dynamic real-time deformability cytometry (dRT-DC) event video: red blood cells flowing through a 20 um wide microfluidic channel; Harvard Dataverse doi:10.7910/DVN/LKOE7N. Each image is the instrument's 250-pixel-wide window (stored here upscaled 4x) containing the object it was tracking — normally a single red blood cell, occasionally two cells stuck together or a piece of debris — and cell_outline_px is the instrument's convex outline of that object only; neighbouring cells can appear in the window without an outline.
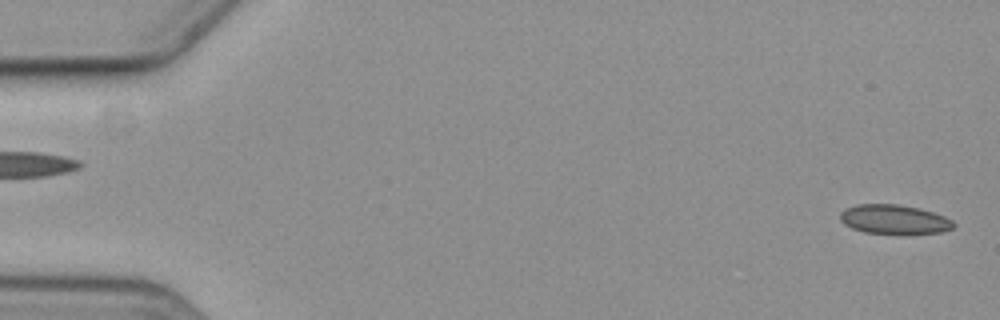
{"species": "common noctule bat (a hibernating species)", "species_latin": "Nyctalus noctula", "temperature_condition": "cold", "stored_images_in_passage": 6, "camera_frame_rate_fps": 3000, "um_per_image_px": 0.085, "animal": {"sex": "female", "body_mass_g": 19.3, "forearm_length_mm": 54.1}, "frame": {"image": 1, "passage_image": 1, "time_ms": 0.0, "image_size_px": [1000, 320], "cell_outline_px": [[956, 224], [952, 228], [940, 232], [864, 232], [852, 228], [844, 224], [840, 220], [840, 212], [856, 204], [896, 204], [916, 208], [932, 212], [944, 216], [952, 220]], "centroid_in_image_um": [75.97, 18.62], "position_along_channel_um": 9.0, "area_um2": 18.67}}
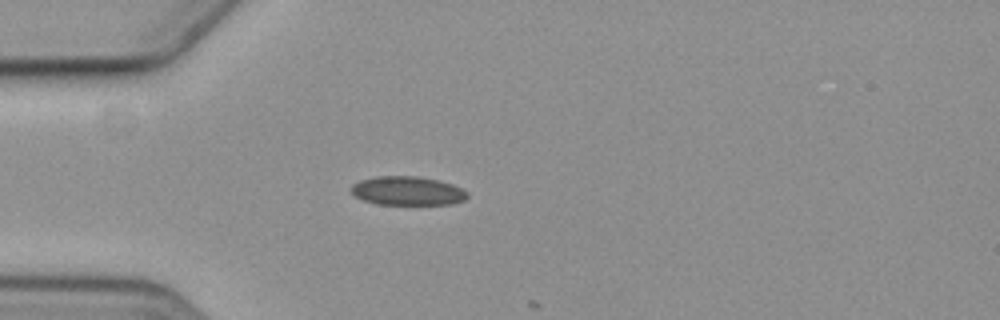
{"frame": {"image": 2, "passage_image": 5, "time_ms": 5.0, "image_size_px": [1000, 320], "cell_outline_px": [[468, 196], [464, 200], [452, 204], [376, 204], [364, 200], [356, 196], [352, 192], [352, 184], [360, 180], [376, 176], [416, 176], [440, 180], [452, 184], [468, 192]], "centroid_in_image_um": [34.65, 16.22], "position_along_channel_um": 50.3, "area_um2": 19.48}}